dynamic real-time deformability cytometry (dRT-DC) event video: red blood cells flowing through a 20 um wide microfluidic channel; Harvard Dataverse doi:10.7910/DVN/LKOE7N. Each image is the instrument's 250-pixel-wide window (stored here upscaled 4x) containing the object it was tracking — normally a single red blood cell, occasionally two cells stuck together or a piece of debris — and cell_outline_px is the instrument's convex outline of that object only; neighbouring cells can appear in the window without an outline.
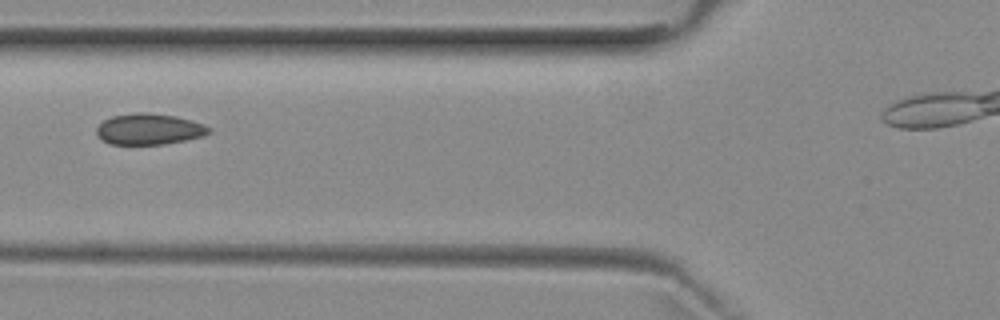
{"species": "common noctule bat (a hibernating species)", "species_latin": "Nyctalus noctula", "temperature_condition": "room temperature", "stored_images_in_passage": 3, "camera_frame_rate_fps": 3000, "um_per_image_px": 0.085, "animal": {"sex": "female", "body_mass_g": 29.2, "forearm_length_mm": 56.3}, "frame": {"image": 1, "passage_image": 2, "time_ms": 1.333, "image_size_px": [1000, 320], "cell_outline_px": [[212, 132], [204, 136], [164, 144], [108, 144], [96, 136], [96, 128], [104, 120], [112, 116], [136, 112], [148, 112], [176, 116], [192, 120], [204, 124], [212, 128]], "centroid_in_image_um": [12.68, 10.97], "position_along_channel_um": 113.1, "area_um2": 20.58}}
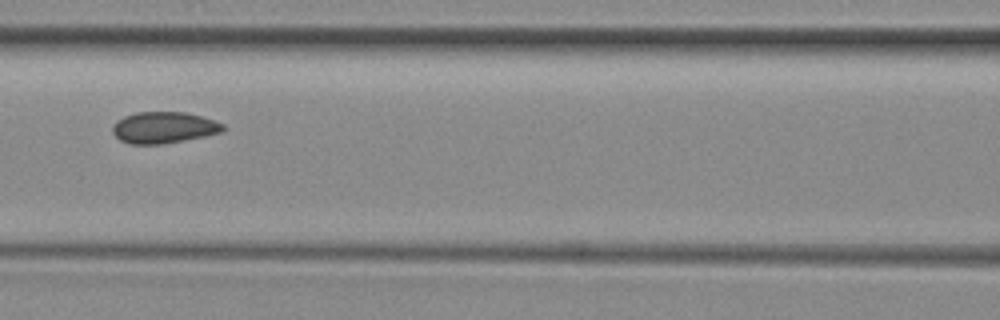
{"frame": {"image": 2, "passage_image": 3, "time_ms": 2.333, "image_size_px": [1000, 320], "cell_outline_px": [[228, 128], [224, 132], [164, 144], [128, 144], [120, 140], [112, 132], [112, 124], [116, 120], [124, 116], [136, 112], [184, 112], [200, 116], [224, 124]], "centroid_in_image_um": [13.91, 10.84], "position_along_channel_um": 152.7, "area_um2": 20.4}}